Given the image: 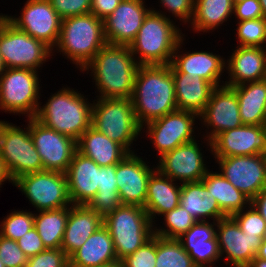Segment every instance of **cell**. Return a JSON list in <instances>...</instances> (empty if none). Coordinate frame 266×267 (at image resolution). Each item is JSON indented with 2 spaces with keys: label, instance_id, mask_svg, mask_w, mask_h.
I'll use <instances>...</instances> for the list:
<instances>
[{
  "label": "cell",
  "instance_id": "1",
  "mask_svg": "<svg viewBox=\"0 0 266 267\" xmlns=\"http://www.w3.org/2000/svg\"><path fill=\"white\" fill-rule=\"evenodd\" d=\"M139 67L129 46L106 43L81 72L91 71L97 98L131 99Z\"/></svg>",
  "mask_w": 266,
  "mask_h": 267
},
{
  "label": "cell",
  "instance_id": "2",
  "mask_svg": "<svg viewBox=\"0 0 266 267\" xmlns=\"http://www.w3.org/2000/svg\"><path fill=\"white\" fill-rule=\"evenodd\" d=\"M131 101L141 127L177 110L170 65H140Z\"/></svg>",
  "mask_w": 266,
  "mask_h": 267
},
{
  "label": "cell",
  "instance_id": "3",
  "mask_svg": "<svg viewBox=\"0 0 266 267\" xmlns=\"http://www.w3.org/2000/svg\"><path fill=\"white\" fill-rule=\"evenodd\" d=\"M167 13L152 8L145 16L134 41L129 45L139 65H167L179 40L184 35L176 21L166 17Z\"/></svg>",
  "mask_w": 266,
  "mask_h": 267
},
{
  "label": "cell",
  "instance_id": "4",
  "mask_svg": "<svg viewBox=\"0 0 266 267\" xmlns=\"http://www.w3.org/2000/svg\"><path fill=\"white\" fill-rule=\"evenodd\" d=\"M51 94L44 105L40 104L34 118L44 126L77 141L91 126L94 100L89 102L84 93L69 86H63Z\"/></svg>",
  "mask_w": 266,
  "mask_h": 267
},
{
  "label": "cell",
  "instance_id": "5",
  "mask_svg": "<svg viewBox=\"0 0 266 267\" xmlns=\"http://www.w3.org/2000/svg\"><path fill=\"white\" fill-rule=\"evenodd\" d=\"M106 43L103 21L92 13L78 15L62 20L52 54L62 53L81 72Z\"/></svg>",
  "mask_w": 266,
  "mask_h": 267
},
{
  "label": "cell",
  "instance_id": "6",
  "mask_svg": "<svg viewBox=\"0 0 266 267\" xmlns=\"http://www.w3.org/2000/svg\"><path fill=\"white\" fill-rule=\"evenodd\" d=\"M92 105L91 126L134 153V143L142 127L135 117L130 98H97Z\"/></svg>",
  "mask_w": 266,
  "mask_h": 267
},
{
  "label": "cell",
  "instance_id": "7",
  "mask_svg": "<svg viewBox=\"0 0 266 267\" xmlns=\"http://www.w3.org/2000/svg\"><path fill=\"white\" fill-rule=\"evenodd\" d=\"M118 261L133 254L154 235V224L144 207L122 204L103 218Z\"/></svg>",
  "mask_w": 266,
  "mask_h": 267
},
{
  "label": "cell",
  "instance_id": "8",
  "mask_svg": "<svg viewBox=\"0 0 266 267\" xmlns=\"http://www.w3.org/2000/svg\"><path fill=\"white\" fill-rule=\"evenodd\" d=\"M40 82L39 71L6 68L0 78L1 112L34 118L42 105Z\"/></svg>",
  "mask_w": 266,
  "mask_h": 267
},
{
  "label": "cell",
  "instance_id": "9",
  "mask_svg": "<svg viewBox=\"0 0 266 267\" xmlns=\"http://www.w3.org/2000/svg\"><path fill=\"white\" fill-rule=\"evenodd\" d=\"M0 54L6 68L34 71L41 70L44 63L53 59L49 46L19 30L4 14L0 16Z\"/></svg>",
  "mask_w": 266,
  "mask_h": 267
},
{
  "label": "cell",
  "instance_id": "10",
  "mask_svg": "<svg viewBox=\"0 0 266 267\" xmlns=\"http://www.w3.org/2000/svg\"><path fill=\"white\" fill-rule=\"evenodd\" d=\"M22 128L0 120V156L12 178L43 171V164L30 134V118Z\"/></svg>",
  "mask_w": 266,
  "mask_h": 267
},
{
  "label": "cell",
  "instance_id": "11",
  "mask_svg": "<svg viewBox=\"0 0 266 267\" xmlns=\"http://www.w3.org/2000/svg\"><path fill=\"white\" fill-rule=\"evenodd\" d=\"M14 186L36 208L34 212L72 205L68 193L66 174L63 172L43 170L24 174L14 180Z\"/></svg>",
  "mask_w": 266,
  "mask_h": 267
},
{
  "label": "cell",
  "instance_id": "12",
  "mask_svg": "<svg viewBox=\"0 0 266 267\" xmlns=\"http://www.w3.org/2000/svg\"><path fill=\"white\" fill-rule=\"evenodd\" d=\"M198 120L197 113L177 109L146 123L142 127V132L147 133V138L154 145L153 148L157 150L156 153L160 158L164 153L172 151L181 144L195 140L197 138L195 130L199 131V128L194 125Z\"/></svg>",
  "mask_w": 266,
  "mask_h": 267
},
{
  "label": "cell",
  "instance_id": "13",
  "mask_svg": "<svg viewBox=\"0 0 266 267\" xmlns=\"http://www.w3.org/2000/svg\"><path fill=\"white\" fill-rule=\"evenodd\" d=\"M199 122L203 130L204 127L206 128V132H204L206 135H201L204 142H201L207 144V149L209 148L208 150L212 154L211 141L218 134L243 124L240 119L236 91L232 87L223 84L215 87L211 93L210 100L199 114Z\"/></svg>",
  "mask_w": 266,
  "mask_h": 267
},
{
  "label": "cell",
  "instance_id": "14",
  "mask_svg": "<svg viewBox=\"0 0 266 267\" xmlns=\"http://www.w3.org/2000/svg\"><path fill=\"white\" fill-rule=\"evenodd\" d=\"M220 174L252 200L266 188V155L213 157Z\"/></svg>",
  "mask_w": 266,
  "mask_h": 267
},
{
  "label": "cell",
  "instance_id": "15",
  "mask_svg": "<svg viewBox=\"0 0 266 267\" xmlns=\"http://www.w3.org/2000/svg\"><path fill=\"white\" fill-rule=\"evenodd\" d=\"M21 11L18 17L4 15L19 30L44 42L53 50L59 39L62 19L53 9L50 1L27 0Z\"/></svg>",
  "mask_w": 266,
  "mask_h": 267
},
{
  "label": "cell",
  "instance_id": "16",
  "mask_svg": "<svg viewBox=\"0 0 266 267\" xmlns=\"http://www.w3.org/2000/svg\"><path fill=\"white\" fill-rule=\"evenodd\" d=\"M195 139L188 143L181 144L172 151L164 153L154 163L156 169L163 175L170 177L172 180L185 183L201 181L209 170L200 140ZM200 144V145H199Z\"/></svg>",
  "mask_w": 266,
  "mask_h": 267
},
{
  "label": "cell",
  "instance_id": "17",
  "mask_svg": "<svg viewBox=\"0 0 266 267\" xmlns=\"http://www.w3.org/2000/svg\"><path fill=\"white\" fill-rule=\"evenodd\" d=\"M30 134L43 164V170L65 173L77 150L76 141L30 118Z\"/></svg>",
  "mask_w": 266,
  "mask_h": 267
},
{
  "label": "cell",
  "instance_id": "18",
  "mask_svg": "<svg viewBox=\"0 0 266 267\" xmlns=\"http://www.w3.org/2000/svg\"><path fill=\"white\" fill-rule=\"evenodd\" d=\"M216 236L221 259L230 267H247L262 243L259 236L244 234L231 216L217 221Z\"/></svg>",
  "mask_w": 266,
  "mask_h": 267
},
{
  "label": "cell",
  "instance_id": "19",
  "mask_svg": "<svg viewBox=\"0 0 266 267\" xmlns=\"http://www.w3.org/2000/svg\"><path fill=\"white\" fill-rule=\"evenodd\" d=\"M153 165L151 167L136 151L116 164V183L122 204L144 207L149 177L156 170Z\"/></svg>",
  "mask_w": 266,
  "mask_h": 267
},
{
  "label": "cell",
  "instance_id": "20",
  "mask_svg": "<svg viewBox=\"0 0 266 267\" xmlns=\"http://www.w3.org/2000/svg\"><path fill=\"white\" fill-rule=\"evenodd\" d=\"M184 40L186 38L183 36L175 48L171 63L169 64L171 71L188 74L191 78L198 75L214 87L222 86V83L224 85L221 77H225V57L223 58L221 55L204 50L181 51L185 43Z\"/></svg>",
  "mask_w": 266,
  "mask_h": 267
},
{
  "label": "cell",
  "instance_id": "21",
  "mask_svg": "<svg viewBox=\"0 0 266 267\" xmlns=\"http://www.w3.org/2000/svg\"><path fill=\"white\" fill-rule=\"evenodd\" d=\"M146 5L145 0H122L114 12L103 20L107 43L129 46L152 9Z\"/></svg>",
  "mask_w": 266,
  "mask_h": 267
},
{
  "label": "cell",
  "instance_id": "22",
  "mask_svg": "<svg viewBox=\"0 0 266 267\" xmlns=\"http://www.w3.org/2000/svg\"><path fill=\"white\" fill-rule=\"evenodd\" d=\"M213 157L266 155V125H244L218 134L212 141Z\"/></svg>",
  "mask_w": 266,
  "mask_h": 267
},
{
  "label": "cell",
  "instance_id": "23",
  "mask_svg": "<svg viewBox=\"0 0 266 267\" xmlns=\"http://www.w3.org/2000/svg\"><path fill=\"white\" fill-rule=\"evenodd\" d=\"M228 57L224 85L233 87L266 79V48L236 46Z\"/></svg>",
  "mask_w": 266,
  "mask_h": 267
},
{
  "label": "cell",
  "instance_id": "24",
  "mask_svg": "<svg viewBox=\"0 0 266 267\" xmlns=\"http://www.w3.org/2000/svg\"><path fill=\"white\" fill-rule=\"evenodd\" d=\"M216 235L217 221H197L178 240L197 267H215L222 261Z\"/></svg>",
  "mask_w": 266,
  "mask_h": 267
},
{
  "label": "cell",
  "instance_id": "25",
  "mask_svg": "<svg viewBox=\"0 0 266 267\" xmlns=\"http://www.w3.org/2000/svg\"><path fill=\"white\" fill-rule=\"evenodd\" d=\"M65 174L72 204L87 205L100 186V166L76 150Z\"/></svg>",
  "mask_w": 266,
  "mask_h": 267
},
{
  "label": "cell",
  "instance_id": "26",
  "mask_svg": "<svg viewBox=\"0 0 266 267\" xmlns=\"http://www.w3.org/2000/svg\"><path fill=\"white\" fill-rule=\"evenodd\" d=\"M103 225V217L87 205L69 206L61 249L70 257Z\"/></svg>",
  "mask_w": 266,
  "mask_h": 267
},
{
  "label": "cell",
  "instance_id": "27",
  "mask_svg": "<svg viewBox=\"0 0 266 267\" xmlns=\"http://www.w3.org/2000/svg\"><path fill=\"white\" fill-rule=\"evenodd\" d=\"M181 183L161 174L157 169L149 177L144 209L154 224L165 212L179 205ZM156 219V220H155Z\"/></svg>",
  "mask_w": 266,
  "mask_h": 267
},
{
  "label": "cell",
  "instance_id": "28",
  "mask_svg": "<svg viewBox=\"0 0 266 267\" xmlns=\"http://www.w3.org/2000/svg\"><path fill=\"white\" fill-rule=\"evenodd\" d=\"M77 151L97 165L110 166L122 161L129 152L120 144L90 126L76 141Z\"/></svg>",
  "mask_w": 266,
  "mask_h": 267
},
{
  "label": "cell",
  "instance_id": "29",
  "mask_svg": "<svg viewBox=\"0 0 266 267\" xmlns=\"http://www.w3.org/2000/svg\"><path fill=\"white\" fill-rule=\"evenodd\" d=\"M118 261L108 229L102 225L69 257V267H95Z\"/></svg>",
  "mask_w": 266,
  "mask_h": 267
},
{
  "label": "cell",
  "instance_id": "30",
  "mask_svg": "<svg viewBox=\"0 0 266 267\" xmlns=\"http://www.w3.org/2000/svg\"><path fill=\"white\" fill-rule=\"evenodd\" d=\"M179 205L196 221H218L227 217L201 181L181 183Z\"/></svg>",
  "mask_w": 266,
  "mask_h": 267
},
{
  "label": "cell",
  "instance_id": "31",
  "mask_svg": "<svg viewBox=\"0 0 266 267\" xmlns=\"http://www.w3.org/2000/svg\"><path fill=\"white\" fill-rule=\"evenodd\" d=\"M172 76L177 109L192 111L199 115L210 100L215 87L198 75L191 78L185 73L172 72Z\"/></svg>",
  "mask_w": 266,
  "mask_h": 267
},
{
  "label": "cell",
  "instance_id": "32",
  "mask_svg": "<svg viewBox=\"0 0 266 267\" xmlns=\"http://www.w3.org/2000/svg\"><path fill=\"white\" fill-rule=\"evenodd\" d=\"M237 93L244 125H266V79L232 87Z\"/></svg>",
  "mask_w": 266,
  "mask_h": 267
},
{
  "label": "cell",
  "instance_id": "33",
  "mask_svg": "<svg viewBox=\"0 0 266 267\" xmlns=\"http://www.w3.org/2000/svg\"><path fill=\"white\" fill-rule=\"evenodd\" d=\"M233 8L232 0H194V13L188 28L194 33L203 32L199 35L219 29L233 16Z\"/></svg>",
  "mask_w": 266,
  "mask_h": 267
},
{
  "label": "cell",
  "instance_id": "34",
  "mask_svg": "<svg viewBox=\"0 0 266 267\" xmlns=\"http://www.w3.org/2000/svg\"><path fill=\"white\" fill-rule=\"evenodd\" d=\"M201 182L215 197L221 211L228 217L247 208L251 200L236 189L219 171H207Z\"/></svg>",
  "mask_w": 266,
  "mask_h": 267
},
{
  "label": "cell",
  "instance_id": "35",
  "mask_svg": "<svg viewBox=\"0 0 266 267\" xmlns=\"http://www.w3.org/2000/svg\"><path fill=\"white\" fill-rule=\"evenodd\" d=\"M68 215L69 207L34 212V228L45 248H61Z\"/></svg>",
  "mask_w": 266,
  "mask_h": 267
},
{
  "label": "cell",
  "instance_id": "36",
  "mask_svg": "<svg viewBox=\"0 0 266 267\" xmlns=\"http://www.w3.org/2000/svg\"><path fill=\"white\" fill-rule=\"evenodd\" d=\"M116 179V165L100 167V186L87 206L103 218L122 205Z\"/></svg>",
  "mask_w": 266,
  "mask_h": 267
},
{
  "label": "cell",
  "instance_id": "37",
  "mask_svg": "<svg viewBox=\"0 0 266 267\" xmlns=\"http://www.w3.org/2000/svg\"><path fill=\"white\" fill-rule=\"evenodd\" d=\"M155 267H197L178 239L156 236Z\"/></svg>",
  "mask_w": 266,
  "mask_h": 267
},
{
  "label": "cell",
  "instance_id": "38",
  "mask_svg": "<svg viewBox=\"0 0 266 267\" xmlns=\"http://www.w3.org/2000/svg\"><path fill=\"white\" fill-rule=\"evenodd\" d=\"M161 217L164 220V227L154 223V235L167 239H178L197 222L180 205L171 211L165 212Z\"/></svg>",
  "mask_w": 266,
  "mask_h": 267
},
{
  "label": "cell",
  "instance_id": "39",
  "mask_svg": "<svg viewBox=\"0 0 266 267\" xmlns=\"http://www.w3.org/2000/svg\"><path fill=\"white\" fill-rule=\"evenodd\" d=\"M34 227V212L26 210H15L7 213L0 221V235L17 241L25 233Z\"/></svg>",
  "mask_w": 266,
  "mask_h": 267
},
{
  "label": "cell",
  "instance_id": "40",
  "mask_svg": "<svg viewBox=\"0 0 266 267\" xmlns=\"http://www.w3.org/2000/svg\"><path fill=\"white\" fill-rule=\"evenodd\" d=\"M237 46L266 48V19L257 18L236 23Z\"/></svg>",
  "mask_w": 266,
  "mask_h": 267
},
{
  "label": "cell",
  "instance_id": "41",
  "mask_svg": "<svg viewBox=\"0 0 266 267\" xmlns=\"http://www.w3.org/2000/svg\"><path fill=\"white\" fill-rule=\"evenodd\" d=\"M244 234L257 235L263 239L266 235V222L250 204L247 208L231 216Z\"/></svg>",
  "mask_w": 266,
  "mask_h": 267
},
{
  "label": "cell",
  "instance_id": "42",
  "mask_svg": "<svg viewBox=\"0 0 266 267\" xmlns=\"http://www.w3.org/2000/svg\"><path fill=\"white\" fill-rule=\"evenodd\" d=\"M156 235L139 247L133 254L121 260L122 267H155Z\"/></svg>",
  "mask_w": 266,
  "mask_h": 267
},
{
  "label": "cell",
  "instance_id": "43",
  "mask_svg": "<svg viewBox=\"0 0 266 267\" xmlns=\"http://www.w3.org/2000/svg\"><path fill=\"white\" fill-rule=\"evenodd\" d=\"M26 267H69V257L61 248H46L28 258Z\"/></svg>",
  "mask_w": 266,
  "mask_h": 267
},
{
  "label": "cell",
  "instance_id": "44",
  "mask_svg": "<svg viewBox=\"0 0 266 267\" xmlns=\"http://www.w3.org/2000/svg\"><path fill=\"white\" fill-rule=\"evenodd\" d=\"M0 259L5 267H26L28 257L16 241L0 235Z\"/></svg>",
  "mask_w": 266,
  "mask_h": 267
},
{
  "label": "cell",
  "instance_id": "45",
  "mask_svg": "<svg viewBox=\"0 0 266 267\" xmlns=\"http://www.w3.org/2000/svg\"><path fill=\"white\" fill-rule=\"evenodd\" d=\"M160 3V8L166 10L169 14L167 18L173 17L174 20L177 19L179 22L184 23L187 26L192 20L194 13V0H158ZM164 7V8H163ZM171 13V14H170ZM170 15H172L170 17Z\"/></svg>",
  "mask_w": 266,
  "mask_h": 267
},
{
  "label": "cell",
  "instance_id": "46",
  "mask_svg": "<svg viewBox=\"0 0 266 267\" xmlns=\"http://www.w3.org/2000/svg\"><path fill=\"white\" fill-rule=\"evenodd\" d=\"M61 19L89 14L92 0H49Z\"/></svg>",
  "mask_w": 266,
  "mask_h": 267
},
{
  "label": "cell",
  "instance_id": "47",
  "mask_svg": "<svg viewBox=\"0 0 266 267\" xmlns=\"http://www.w3.org/2000/svg\"><path fill=\"white\" fill-rule=\"evenodd\" d=\"M234 17L235 20L237 19V22L264 18L259 0H244L239 3H234L233 18Z\"/></svg>",
  "mask_w": 266,
  "mask_h": 267
},
{
  "label": "cell",
  "instance_id": "48",
  "mask_svg": "<svg viewBox=\"0 0 266 267\" xmlns=\"http://www.w3.org/2000/svg\"><path fill=\"white\" fill-rule=\"evenodd\" d=\"M16 242L28 258L35 256L46 249L41 237L34 227Z\"/></svg>",
  "mask_w": 266,
  "mask_h": 267
},
{
  "label": "cell",
  "instance_id": "49",
  "mask_svg": "<svg viewBox=\"0 0 266 267\" xmlns=\"http://www.w3.org/2000/svg\"><path fill=\"white\" fill-rule=\"evenodd\" d=\"M122 0H92L90 13L102 21L114 12Z\"/></svg>",
  "mask_w": 266,
  "mask_h": 267
},
{
  "label": "cell",
  "instance_id": "50",
  "mask_svg": "<svg viewBox=\"0 0 266 267\" xmlns=\"http://www.w3.org/2000/svg\"><path fill=\"white\" fill-rule=\"evenodd\" d=\"M266 222V188L262 189L250 203Z\"/></svg>",
  "mask_w": 266,
  "mask_h": 267
},
{
  "label": "cell",
  "instance_id": "51",
  "mask_svg": "<svg viewBox=\"0 0 266 267\" xmlns=\"http://www.w3.org/2000/svg\"><path fill=\"white\" fill-rule=\"evenodd\" d=\"M10 182L14 186V179L12 178L4 160L0 156V188L6 182ZM1 190V189H0Z\"/></svg>",
  "mask_w": 266,
  "mask_h": 267
},
{
  "label": "cell",
  "instance_id": "52",
  "mask_svg": "<svg viewBox=\"0 0 266 267\" xmlns=\"http://www.w3.org/2000/svg\"><path fill=\"white\" fill-rule=\"evenodd\" d=\"M255 257L266 260V237L262 239L261 246L259 247Z\"/></svg>",
  "mask_w": 266,
  "mask_h": 267
},
{
  "label": "cell",
  "instance_id": "53",
  "mask_svg": "<svg viewBox=\"0 0 266 267\" xmlns=\"http://www.w3.org/2000/svg\"><path fill=\"white\" fill-rule=\"evenodd\" d=\"M247 267H266V260L255 257Z\"/></svg>",
  "mask_w": 266,
  "mask_h": 267
},
{
  "label": "cell",
  "instance_id": "54",
  "mask_svg": "<svg viewBox=\"0 0 266 267\" xmlns=\"http://www.w3.org/2000/svg\"><path fill=\"white\" fill-rule=\"evenodd\" d=\"M95 267H122V264H121V261H115L112 263H106V264L98 265Z\"/></svg>",
  "mask_w": 266,
  "mask_h": 267
},
{
  "label": "cell",
  "instance_id": "55",
  "mask_svg": "<svg viewBox=\"0 0 266 267\" xmlns=\"http://www.w3.org/2000/svg\"><path fill=\"white\" fill-rule=\"evenodd\" d=\"M5 69H6L5 63L3 61L2 55L0 54V78L5 72Z\"/></svg>",
  "mask_w": 266,
  "mask_h": 267
},
{
  "label": "cell",
  "instance_id": "56",
  "mask_svg": "<svg viewBox=\"0 0 266 267\" xmlns=\"http://www.w3.org/2000/svg\"><path fill=\"white\" fill-rule=\"evenodd\" d=\"M262 11H263V16L266 19V0H259Z\"/></svg>",
  "mask_w": 266,
  "mask_h": 267
},
{
  "label": "cell",
  "instance_id": "57",
  "mask_svg": "<svg viewBox=\"0 0 266 267\" xmlns=\"http://www.w3.org/2000/svg\"><path fill=\"white\" fill-rule=\"evenodd\" d=\"M232 1H233V3H239V2H242L244 0H232Z\"/></svg>",
  "mask_w": 266,
  "mask_h": 267
},
{
  "label": "cell",
  "instance_id": "58",
  "mask_svg": "<svg viewBox=\"0 0 266 267\" xmlns=\"http://www.w3.org/2000/svg\"><path fill=\"white\" fill-rule=\"evenodd\" d=\"M0 267H5L2 263V260L0 259Z\"/></svg>",
  "mask_w": 266,
  "mask_h": 267
}]
</instances>
